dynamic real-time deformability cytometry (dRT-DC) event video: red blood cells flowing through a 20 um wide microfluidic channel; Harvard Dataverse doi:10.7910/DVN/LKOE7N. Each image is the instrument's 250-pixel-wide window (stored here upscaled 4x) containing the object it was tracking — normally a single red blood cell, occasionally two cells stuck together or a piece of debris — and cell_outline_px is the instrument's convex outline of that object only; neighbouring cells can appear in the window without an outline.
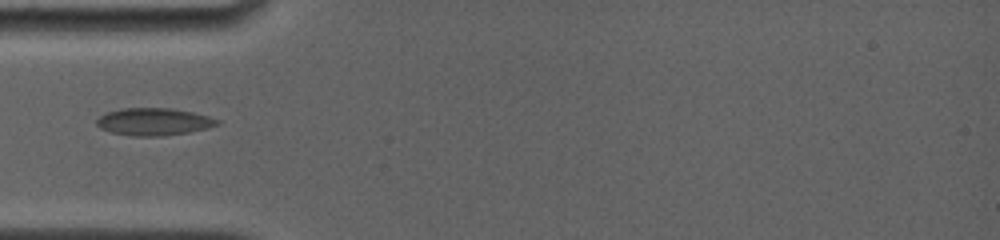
{"species": "common noctule bat (a hibernating species)", "species_latin": "Nyctalus noctula", "temperature_condition": "room temperature", "stored_images_in_passage": 7, "camera_frame_rate_fps": 4000, "um_per_image_px": 0.085, "animal": {"sex": "female", "body_mass_g": 19.0, "forearm_length_mm": 56.7}, "frame": {"image": 1, "passage_image": 1, "time_ms": 0.0, "image_size_px": [1000, 240], "cell_outline_px": [[220, 124], [208, 128], [188, 132], [160, 136], [132, 136], [112, 132], [100, 128], [96, 124], [96, 120], [100, 116], [108, 112], [124, 108], [172, 108], [192, 112], [208, 116], [220, 120]], "centroid_in_image_um": [13.09, 10.34], "position_along_channel_um": 71.9, "area_um2": 19.13}}